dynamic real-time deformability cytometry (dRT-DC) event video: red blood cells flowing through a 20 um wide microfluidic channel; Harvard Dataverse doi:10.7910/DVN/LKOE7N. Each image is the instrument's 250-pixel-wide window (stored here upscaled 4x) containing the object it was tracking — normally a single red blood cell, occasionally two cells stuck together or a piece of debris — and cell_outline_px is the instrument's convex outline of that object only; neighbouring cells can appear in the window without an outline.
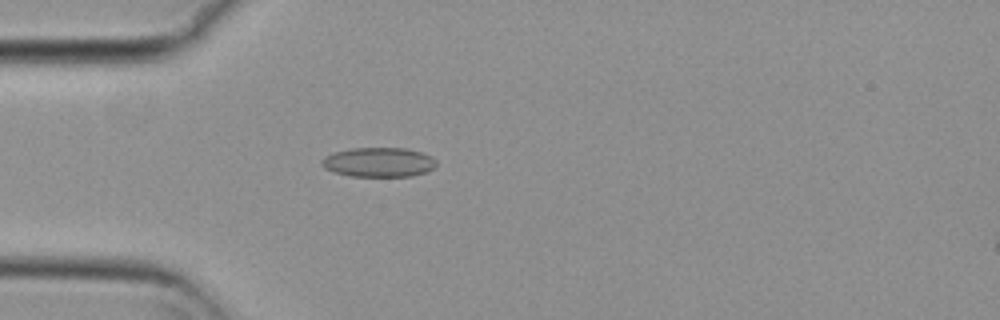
{"species": "common noctule bat (a hibernating species)", "species_latin": "Nyctalus noctula", "temperature_condition": "cold", "stored_images_in_passage": 46, "camera_frame_rate_fps": 3000, "um_per_image_px": 0.085, "animal": {"sex": "female", "body_mass_g": 29.2, "forearm_length_mm": 56.3}, "frame": {"image": 1, "passage_image": 7, "time_ms": 2.0, "image_size_px": [1000, 320], "cell_outline_px": [[436, 164], [428, 172], [412, 176], [352, 176], [336, 172], [324, 168], [320, 164], [320, 160], [336, 152], [352, 148], [408, 148], [432, 156], [436, 160]], "centroid_in_image_um": [32.23, 13.79], "position_along_channel_um": 52.8, "area_um2": 19.59}}
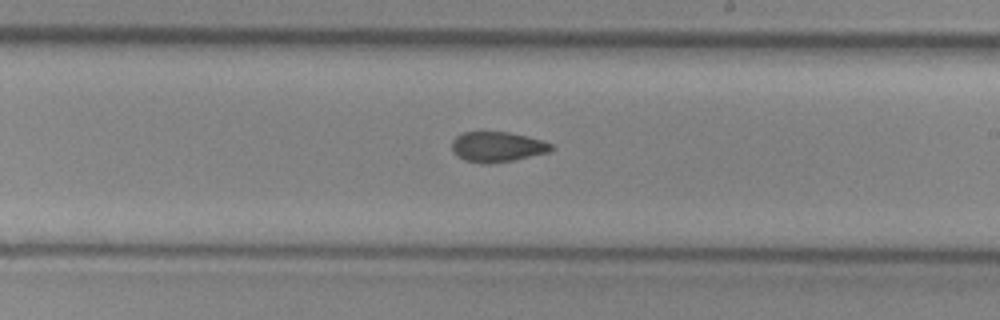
{"frame": {"image": 2, "passage_image": 23, "time_ms": 7.333, "image_size_px": [1000, 320], "cell_outline_px": [[556, 148], [552, 152], [512, 160], [488, 164], [484, 164], [464, 160], [456, 156], [452, 148], [452, 140], [456, 136], [464, 132], [508, 132], [540, 140], [552, 144]], "centroid_in_image_um": [42.27, 12.49], "position_along_channel_um": 246.7, "area_um2": 17.51}}
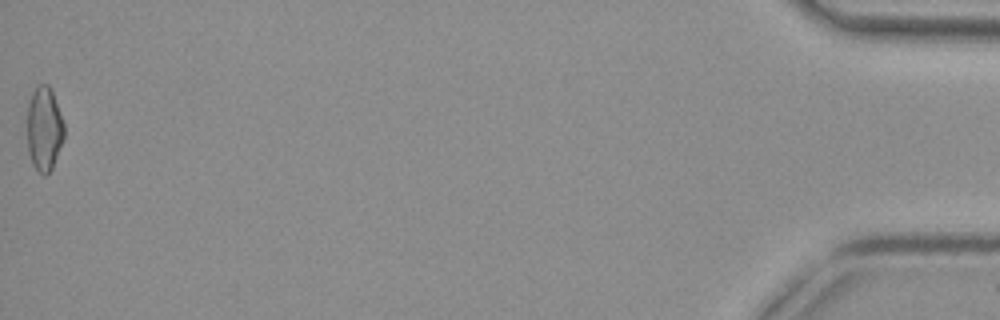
{"frame": {"image": 3, "passage_image": 46, "time_ms": 15.0, "image_size_px": [1000, 320], "cell_outline_px": [[64, 136], [52, 168], [44, 176], [32, 164], [28, 152], [28, 100], [36, 84], [48, 84], [52, 92], [64, 124]], "centroid_in_image_um": [3.74, 10.92], "position_along_channel_um": 431.5, "area_um2": 17.92}, "authors_computed_cell_mechanics": {"area_um2": 18.0047, "velocity_mm_per_s": 3.7864, "shape_relaxation_time_tau1_ms": 10.7704, "shape_relaxation_time_tau2_ms": 6.7949, "deformation_change_tau1": 0.1541, "deformation_change_tau2": 0.1084}}